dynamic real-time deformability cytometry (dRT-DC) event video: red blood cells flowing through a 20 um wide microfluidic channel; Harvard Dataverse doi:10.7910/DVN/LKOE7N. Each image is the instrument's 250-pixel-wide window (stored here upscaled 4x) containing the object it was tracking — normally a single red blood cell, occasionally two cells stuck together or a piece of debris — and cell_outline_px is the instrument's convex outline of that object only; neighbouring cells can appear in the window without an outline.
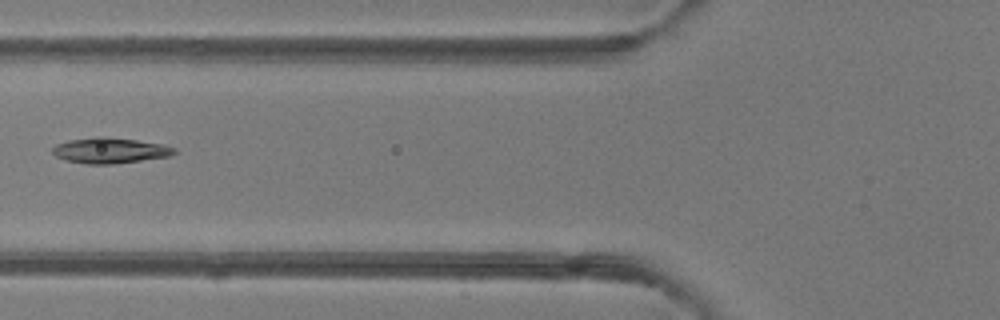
{"species": "common noctule bat (a hibernating species)", "species_latin": "Nyctalus noctula", "temperature_condition": "room temperature", "stored_images_in_passage": 6, "camera_frame_rate_fps": 3000, "um_per_image_px": 0.085, "animal": {"sex": "female"}, "frame": {"image": 1, "passage_image": 6, "time_ms": 6.333, "image_size_px": [1000, 320], "cell_outline_px": [[176, 152], [168, 156], [112, 164], [88, 164], [64, 160], [56, 156], [52, 152], [52, 148], [56, 144], [68, 140], [96, 136], [104, 136], [136, 140], [164, 144], [176, 148]], "centroid_in_image_um": [9.31, 12.78], "position_along_channel_um": 116.5, "area_um2": 18.15}}